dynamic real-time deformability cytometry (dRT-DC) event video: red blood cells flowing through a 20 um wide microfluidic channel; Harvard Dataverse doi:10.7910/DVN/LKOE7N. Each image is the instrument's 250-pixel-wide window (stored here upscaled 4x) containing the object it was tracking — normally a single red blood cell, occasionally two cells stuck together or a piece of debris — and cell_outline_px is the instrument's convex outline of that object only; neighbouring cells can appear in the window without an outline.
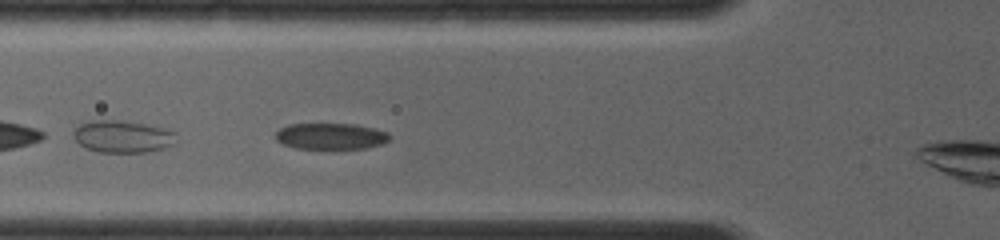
{"species": "common noctule bat (a hibernating species)", "species_latin": "Nyctalus noctula", "temperature_condition": "room temperature", "stored_images_in_passage": 27, "camera_frame_rate_fps": 4000, "um_per_image_px": 0.085, "animal": {"sex": "female", "body_mass_g": 19.0, "forearm_length_mm": 56.7}, "frame": {"image": 1, "passage_image": 4, "time_ms": 0.75, "image_size_px": [1000, 240], "cell_outline_px": [[392, 136], [384, 144], [364, 148], [296, 148], [284, 144], [276, 140], [276, 132], [280, 128], [288, 124], [356, 124], [376, 128], [388, 132]], "centroid_in_image_um": [28.16, 11.56], "position_along_channel_um": 97.6, "area_um2": 17.46}}
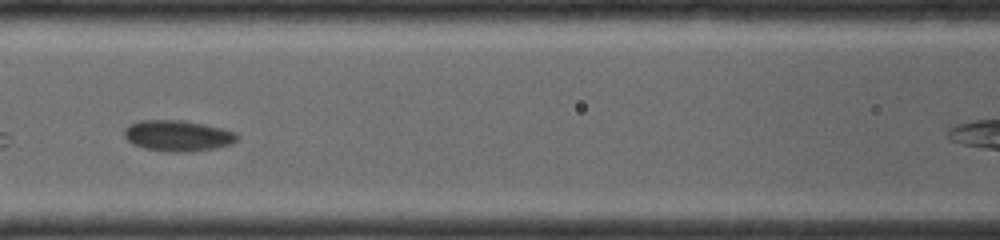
{"frame": {"image": 2, "passage_image": 8, "time_ms": 2.0, "image_size_px": [1000, 240], "cell_outline_px": [[240, 136], [232, 144], [216, 148], [188, 152], [172, 152], [144, 148], [132, 144], [124, 136], [124, 128], [128, 124], [140, 120], [180, 120], [204, 124], [224, 128], [236, 132]], "centroid_in_image_um": [15.12, 11.53], "position_along_channel_um": 151.5, "area_um2": 20.58}}
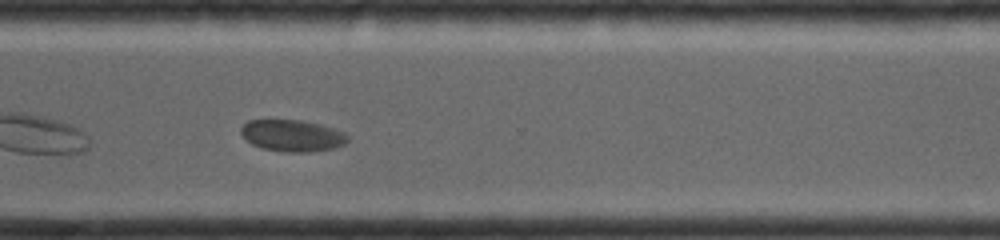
{"frame": {"image": 3, "passage_image": 26, "time_ms": 6.5, "image_size_px": [1000, 240], "cell_outline_px": [[348, 140], [344, 144], [332, 148], [308, 152], [288, 152], [264, 148], [252, 144], [240, 132], [240, 128], [248, 120], [300, 120], [332, 128], [344, 132], [348, 136]], "centroid_in_image_um": [24.83, 11.52], "position_along_channel_um": 345.8, "area_um2": 19.31}}